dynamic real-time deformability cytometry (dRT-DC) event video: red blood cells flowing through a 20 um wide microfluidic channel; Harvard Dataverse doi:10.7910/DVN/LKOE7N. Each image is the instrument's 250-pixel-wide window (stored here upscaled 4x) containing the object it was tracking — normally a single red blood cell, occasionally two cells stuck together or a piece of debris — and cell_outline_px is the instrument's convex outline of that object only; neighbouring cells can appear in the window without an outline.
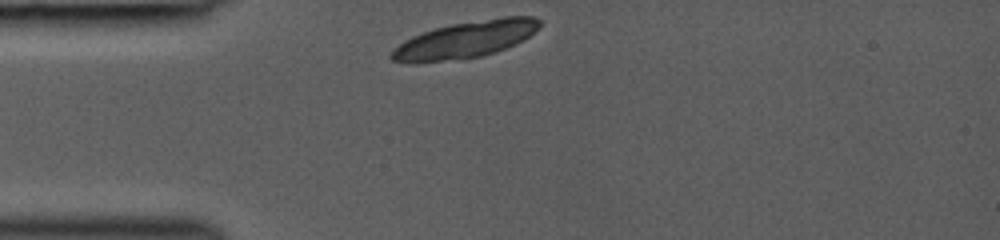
{"species": "common noctule bat (a hibernating species)", "species_latin": "Nyctalus noctula", "temperature_condition": "room temperature", "stored_images_in_passage": 18, "camera_frame_rate_fps": 3000, "um_per_image_px": 0.085, "animal": {"sex": "female", "body_mass_g": 19.0, "forearm_length_mm": 53.3}, "frame": {"image": 1, "passage_image": 1, "time_ms": 0.0, "image_size_px": [1000, 240], "cell_outline_px": [[540, 24], [528, 36], [516, 44], [496, 52], [480, 56], [416, 64], [408, 64], [392, 60], [388, 56], [392, 48], [404, 40], [412, 36], [436, 28], [452, 24], [504, 16], [532, 16], [540, 20]], "centroid_in_image_um": [39.47, 3.39], "position_along_channel_um": 45.5, "area_um2": 31.67}}